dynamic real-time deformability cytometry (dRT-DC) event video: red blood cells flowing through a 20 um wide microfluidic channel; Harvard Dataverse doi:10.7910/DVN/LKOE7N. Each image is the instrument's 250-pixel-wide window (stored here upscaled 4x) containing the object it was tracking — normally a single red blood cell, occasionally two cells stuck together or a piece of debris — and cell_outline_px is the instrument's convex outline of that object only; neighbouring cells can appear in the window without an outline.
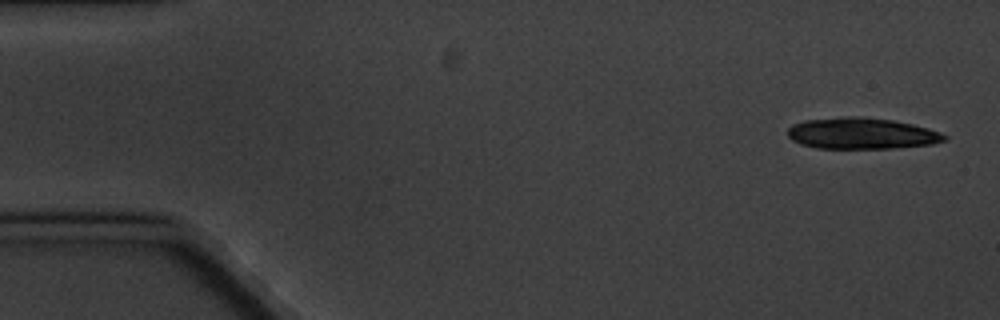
{"species": "common noctule bat (a hibernating species)", "species_latin": "Nyctalus noctula", "temperature_condition": "cold", "stored_images_in_passage": 8, "camera_frame_rate_fps": 3000, "um_per_image_px": 0.085, "animal": {"sex": "male", "body_mass_g": 20.1, "forearm_length_mm": 53.5}, "frame": {"image": 1, "passage_image": 1, "time_ms": 0.0, "image_size_px": [1000, 320], "cell_outline_px": [[948, 140], [932, 144], [892, 148], [816, 148], [800, 144], [792, 140], [788, 136], [788, 128], [792, 124], [804, 120], [848, 116], [856, 116], [892, 120], [912, 124], [928, 128], [940, 132], [948, 136]], "centroid_in_image_um": [73.23, 11.34], "position_along_channel_um": 11.8, "area_um2": 28.61}}
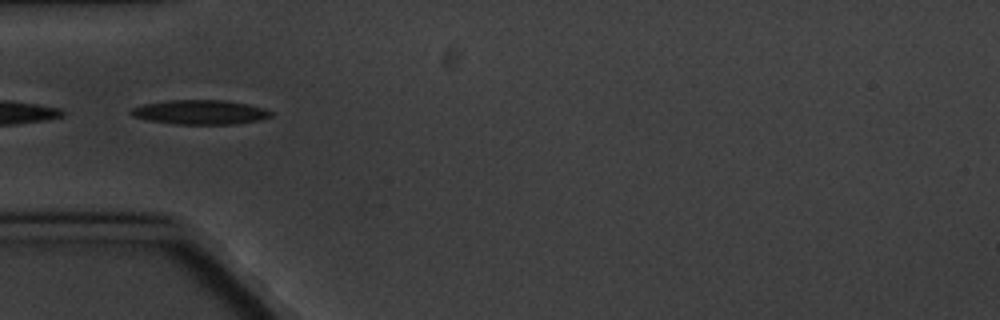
{"frame": {"image": 2, "passage_image": 5, "time_ms": 5.333, "image_size_px": [1000, 320], "cell_outline_px": [[272, 116], [260, 120], [236, 124], [176, 124], [148, 120], [132, 116], [128, 112], [128, 108], [144, 104], [168, 100], [224, 100], [248, 104], [264, 108], [272, 112]], "centroid_in_image_um": [16.98, 9.53], "position_along_channel_um": 68.0, "area_um2": 20.06}}